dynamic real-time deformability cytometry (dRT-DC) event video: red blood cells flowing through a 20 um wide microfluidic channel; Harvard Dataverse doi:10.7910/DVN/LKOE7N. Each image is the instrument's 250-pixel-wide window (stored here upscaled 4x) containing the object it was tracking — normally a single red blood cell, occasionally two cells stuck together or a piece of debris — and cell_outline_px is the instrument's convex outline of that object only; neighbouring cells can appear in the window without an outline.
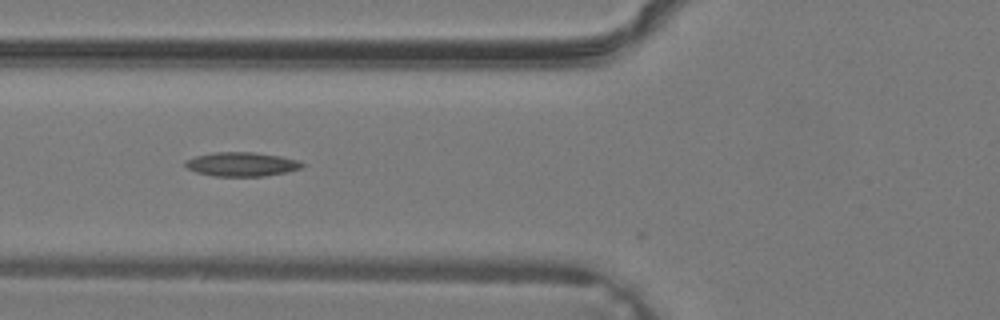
{"species": "common noctule bat (a hibernating species)", "species_latin": "Nyctalus noctula", "temperature_condition": "warm", "stored_images_in_passage": 4, "camera_frame_rate_fps": 3000, "um_per_image_px": 0.085, "animal": {"sex": "male", "body_mass_g": 19.2, "forearm_length_mm": 51.8}, "frame": {"image": 1, "passage_image": 2, "time_ms": 0.333, "image_size_px": [1000, 320], "cell_outline_px": [[304, 164], [300, 168], [288, 172], [264, 176], [212, 176], [196, 172], [188, 168], [184, 164], [184, 160], [196, 156], [212, 152], [252, 152], [280, 156], [296, 160]], "centroid_in_image_um": [20.5, 13.96], "position_along_channel_um": 105.3, "area_um2": 16.36}}